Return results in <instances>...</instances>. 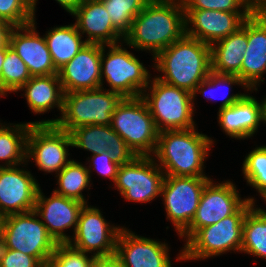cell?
I'll return each instance as SVG.
<instances>
[{
    "label": "cell",
    "mask_w": 266,
    "mask_h": 267,
    "mask_svg": "<svg viewBox=\"0 0 266 267\" xmlns=\"http://www.w3.org/2000/svg\"><path fill=\"white\" fill-rule=\"evenodd\" d=\"M186 34L182 0H151L133 19L125 45L152 52L153 58Z\"/></svg>",
    "instance_id": "cell-1"
},
{
    "label": "cell",
    "mask_w": 266,
    "mask_h": 267,
    "mask_svg": "<svg viewBox=\"0 0 266 267\" xmlns=\"http://www.w3.org/2000/svg\"><path fill=\"white\" fill-rule=\"evenodd\" d=\"M153 59L164 74L156 78L192 94L211 72V46L186 34Z\"/></svg>",
    "instance_id": "cell-2"
},
{
    "label": "cell",
    "mask_w": 266,
    "mask_h": 267,
    "mask_svg": "<svg viewBox=\"0 0 266 267\" xmlns=\"http://www.w3.org/2000/svg\"><path fill=\"white\" fill-rule=\"evenodd\" d=\"M214 140L196 131L165 130L159 132L153 155L165 176L207 177L204 161Z\"/></svg>",
    "instance_id": "cell-3"
},
{
    "label": "cell",
    "mask_w": 266,
    "mask_h": 267,
    "mask_svg": "<svg viewBox=\"0 0 266 267\" xmlns=\"http://www.w3.org/2000/svg\"><path fill=\"white\" fill-rule=\"evenodd\" d=\"M122 99L119 93L104 87L67 92L64 93L60 118L36 121L33 124H55L69 133L86 125H111L112 114Z\"/></svg>",
    "instance_id": "cell-4"
},
{
    "label": "cell",
    "mask_w": 266,
    "mask_h": 267,
    "mask_svg": "<svg viewBox=\"0 0 266 267\" xmlns=\"http://www.w3.org/2000/svg\"><path fill=\"white\" fill-rule=\"evenodd\" d=\"M252 202L247 200L233 215L200 228L184 245L176 260H198L241 250L243 221Z\"/></svg>",
    "instance_id": "cell-5"
},
{
    "label": "cell",
    "mask_w": 266,
    "mask_h": 267,
    "mask_svg": "<svg viewBox=\"0 0 266 267\" xmlns=\"http://www.w3.org/2000/svg\"><path fill=\"white\" fill-rule=\"evenodd\" d=\"M149 85L141 97L148 105L159 132L165 130H187L195 127L192 93L167 84L156 77L149 81ZM146 90L150 91V93Z\"/></svg>",
    "instance_id": "cell-6"
},
{
    "label": "cell",
    "mask_w": 266,
    "mask_h": 267,
    "mask_svg": "<svg viewBox=\"0 0 266 267\" xmlns=\"http://www.w3.org/2000/svg\"><path fill=\"white\" fill-rule=\"evenodd\" d=\"M37 217L32 210L1 218L0 245L34 256L46 267L58 243Z\"/></svg>",
    "instance_id": "cell-7"
},
{
    "label": "cell",
    "mask_w": 266,
    "mask_h": 267,
    "mask_svg": "<svg viewBox=\"0 0 266 267\" xmlns=\"http://www.w3.org/2000/svg\"><path fill=\"white\" fill-rule=\"evenodd\" d=\"M110 126L137 156L154 154L159 131L141 96L123 98L112 114Z\"/></svg>",
    "instance_id": "cell-8"
},
{
    "label": "cell",
    "mask_w": 266,
    "mask_h": 267,
    "mask_svg": "<svg viewBox=\"0 0 266 267\" xmlns=\"http://www.w3.org/2000/svg\"><path fill=\"white\" fill-rule=\"evenodd\" d=\"M122 46L107 45L106 55V45H102L101 87L105 77L110 86L106 90L119 93L123 98L140 97L149 85L151 74L134 54Z\"/></svg>",
    "instance_id": "cell-9"
},
{
    "label": "cell",
    "mask_w": 266,
    "mask_h": 267,
    "mask_svg": "<svg viewBox=\"0 0 266 267\" xmlns=\"http://www.w3.org/2000/svg\"><path fill=\"white\" fill-rule=\"evenodd\" d=\"M208 177L165 176L161 197L167 219L171 220L179 236L193 220Z\"/></svg>",
    "instance_id": "cell-10"
},
{
    "label": "cell",
    "mask_w": 266,
    "mask_h": 267,
    "mask_svg": "<svg viewBox=\"0 0 266 267\" xmlns=\"http://www.w3.org/2000/svg\"><path fill=\"white\" fill-rule=\"evenodd\" d=\"M72 147L69 132L55 124H31L27 136L26 159H33L39 170L58 174L71 160L67 159Z\"/></svg>",
    "instance_id": "cell-11"
},
{
    "label": "cell",
    "mask_w": 266,
    "mask_h": 267,
    "mask_svg": "<svg viewBox=\"0 0 266 267\" xmlns=\"http://www.w3.org/2000/svg\"><path fill=\"white\" fill-rule=\"evenodd\" d=\"M153 156H136L120 165L114 185L127 201L146 203L161 195L165 173Z\"/></svg>",
    "instance_id": "cell-12"
},
{
    "label": "cell",
    "mask_w": 266,
    "mask_h": 267,
    "mask_svg": "<svg viewBox=\"0 0 266 267\" xmlns=\"http://www.w3.org/2000/svg\"><path fill=\"white\" fill-rule=\"evenodd\" d=\"M247 199H241L231 181L214 184L210 180L204 187L199 205L190 226L180 235L186 242L200 229L233 215Z\"/></svg>",
    "instance_id": "cell-13"
},
{
    "label": "cell",
    "mask_w": 266,
    "mask_h": 267,
    "mask_svg": "<svg viewBox=\"0 0 266 267\" xmlns=\"http://www.w3.org/2000/svg\"><path fill=\"white\" fill-rule=\"evenodd\" d=\"M101 213L94 206L84 205L78 217L74 238L67 243L84 253L94 252L93 256L114 254L117 238L123 227L110 226Z\"/></svg>",
    "instance_id": "cell-14"
},
{
    "label": "cell",
    "mask_w": 266,
    "mask_h": 267,
    "mask_svg": "<svg viewBox=\"0 0 266 267\" xmlns=\"http://www.w3.org/2000/svg\"><path fill=\"white\" fill-rule=\"evenodd\" d=\"M39 186L30 171L0 167V219L34 210Z\"/></svg>",
    "instance_id": "cell-15"
},
{
    "label": "cell",
    "mask_w": 266,
    "mask_h": 267,
    "mask_svg": "<svg viewBox=\"0 0 266 267\" xmlns=\"http://www.w3.org/2000/svg\"><path fill=\"white\" fill-rule=\"evenodd\" d=\"M184 11L186 35L210 46L236 32L243 22L252 15V12H225L219 10Z\"/></svg>",
    "instance_id": "cell-16"
},
{
    "label": "cell",
    "mask_w": 266,
    "mask_h": 267,
    "mask_svg": "<svg viewBox=\"0 0 266 267\" xmlns=\"http://www.w3.org/2000/svg\"><path fill=\"white\" fill-rule=\"evenodd\" d=\"M40 188L36 195L34 211L57 243H67L72 237L67 236L64 231L74 227L75 232L80 211L85 204L54 191L51 197L47 198Z\"/></svg>",
    "instance_id": "cell-17"
},
{
    "label": "cell",
    "mask_w": 266,
    "mask_h": 267,
    "mask_svg": "<svg viewBox=\"0 0 266 267\" xmlns=\"http://www.w3.org/2000/svg\"><path fill=\"white\" fill-rule=\"evenodd\" d=\"M166 243L135 235L122 228L117 238L115 254L124 267H171Z\"/></svg>",
    "instance_id": "cell-18"
},
{
    "label": "cell",
    "mask_w": 266,
    "mask_h": 267,
    "mask_svg": "<svg viewBox=\"0 0 266 267\" xmlns=\"http://www.w3.org/2000/svg\"><path fill=\"white\" fill-rule=\"evenodd\" d=\"M102 45L87 43L75 57L58 70L64 93L101 87Z\"/></svg>",
    "instance_id": "cell-19"
},
{
    "label": "cell",
    "mask_w": 266,
    "mask_h": 267,
    "mask_svg": "<svg viewBox=\"0 0 266 267\" xmlns=\"http://www.w3.org/2000/svg\"><path fill=\"white\" fill-rule=\"evenodd\" d=\"M9 45L26 64L32 77L58 74L46 40L44 37H40L36 30L35 17L33 22L28 25L12 28Z\"/></svg>",
    "instance_id": "cell-20"
},
{
    "label": "cell",
    "mask_w": 266,
    "mask_h": 267,
    "mask_svg": "<svg viewBox=\"0 0 266 267\" xmlns=\"http://www.w3.org/2000/svg\"><path fill=\"white\" fill-rule=\"evenodd\" d=\"M72 147L82 148L93 154L107 152L114 162L126 164L137 155L110 125H86L70 132Z\"/></svg>",
    "instance_id": "cell-21"
},
{
    "label": "cell",
    "mask_w": 266,
    "mask_h": 267,
    "mask_svg": "<svg viewBox=\"0 0 266 267\" xmlns=\"http://www.w3.org/2000/svg\"><path fill=\"white\" fill-rule=\"evenodd\" d=\"M76 17L75 26L85 41L91 44L113 45L120 43L124 36L113 26L100 0H83L71 14ZM119 41V42H118Z\"/></svg>",
    "instance_id": "cell-22"
},
{
    "label": "cell",
    "mask_w": 266,
    "mask_h": 267,
    "mask_svg": "<svg viewBox=\"0 0 266 267\" xmlns=\"http://www.w3.org/2000/svg\"><path fill=\"white\" fill-rule=\"evenodd\" d=\"M247 41L241 71L237 76L249 90L256 91L259 82H264L262 78L266 73V18L253 14L247 18Z\"/></svg>",
    "instance_id": "cell-23"
},
{
    "label": "cell",
    "mask_w": 266,
    "mask_h": 267,
    "mask_svg": "<svg viewBox=\"0 0 266 267\" xmlns=\"http://www.w3.org/2000/svg\"><path fill=\"white\" fill-rule=\"evenodd\" d=\"M218 122L223 131L231 138L248 139L257 132L263 122V102L245 94L230 107L219 109Z\"/></svg>",
    "instance_id": "cell-24"
},
{
    "label": "cell",
    "mask_w": 266,
    "mask_h": 267,
    "mask_svg": "<svg viewBox=\"0 0 266 267\" xmlns=\"http://www.w3.org/2000/svg\"><path fill=\"white\" fill-rule=\"evenodd\" d=\"M247 44L246 19L236 32L211 45V71L217 74L237 75L241 71Z\"/></svg>",
    "instance_id": "cell-25"
},
{
    "label": "cell",
    "mask_w": 266,
    "mask_h": 267,
    "mask_svg": "<svg viewBox=\"0 0 266 267\" xmlns=\"http://www.w3.org/2000/svg\"><path fill=\"white\" fill-rule=\"evenodd\" d=\"M25 91L28 107L35 114H43L54 107L63 110L64 92L58 74L34 76L18 91Z\"/></svg>",
    "instance_id": "cell-26"
},
{
    "label": "cell",
    "mask_w": 266,
    "mask_h": 267,
    "mask_svg": "<svg viewBox=\"0 0 266 267\" xmlns=\"http://www.w3.org/2000/svg\"><path fill=\"white\" fill-rule=\"evenodd\" d=\"M82 37L75 24L54 27L44 35L57 71L70 62L87 44Z\"/></svg>",
    "instance_id": "cell-27"
},
{
    "label": "cell",
    "mask_w": 266,
    "mask_h": 267,
    "mask_svg": "<svg viewBox=\"0 0 266 267\" xmlns=\"http://www.w3.org/2000/svg\"><path fill=\"white\" fill-rule=\"evenodd\" d=\"M0 123V160L1 167H14L27 162V136L33 122L14 124Z\"/></svg>",
    "instance_id": "cell-28"
},
{
    "label": "cell",
    "mask_w": 266,
    "mask_h": 267,
    "mask_svg": "<svg viewBox=\"0 0 266 267\" xmlns=\"http://www.w3.org/2000/svg\"><path fill=\"white\" fill-rule=\"evenodd\" d=\"M246 199L252 202V207L244 217L240 252L266 259V217L254 209V197Z\"/></svg>",
    "instance_id": "cell-29"
},
{
    "label": "cell",
    "mask_w": 266,
    "mask_h": 267,
    "mask_svg": "<svg viewBox=\"0 0 266 267\" xmlns=\"http://www.w3.org/2000/svg\"><path fill=\"white\" fill-rule=\"evenodd\" d=\"M90 168V169H89ZM86 167L83 164L71 160L57 175L59 185L58 189H54V192L65 196L70 199L80 201L86 205L82 191L86 189L90 190L91 185V166Z\"/></svg>",
    "instance_id": "cell-30"
},
{
    "label": "cell",
    "mask_w": 266,
    "mask_h": 267,
    "mask_svg": "<svg viewBox=\"0 0 266 267\" xmlns=\"http://www.w3.org/2000/svg\"><path fill=\"white\" fill-rule=\"evenodd\" d=\"M31 77L26 64L16 51L10 45L5 47L0 78V97L6 96L9 92H17Z\"/></svg>",
    "instance_id": "cell-31"
},
{
    "label": "cell",
    "mask_w": 266,
    "mask_h": 267,
    "mask_svg": "<svg viewBox=\"0 0 266 267\" xmlns=\"http://www.w3.org/2000/svg\"><path fill=\"white\" fill-rule=\"evenodd\" d=\"M234 84L243 86L244 89H247L246 91H250L237 75L217 74L211 71L208 77L196 87L193 93V100L195 99L197 92H199L207 100L222 99L223 102L221 103L219 109L230 107L232 104H235L237 101H239L245 94L237 93V94H233L229 96V92H227L226 94L224 93L226 96L224 95L223 97L221 96L219 97L217 96L219 95V93L217 92L221 91L222 89L219 90V88H222V87L225 90H228V89L231 90L232 89L231 85H234ZM228 86L229 88L227 89ZM206 88L209 90H206Z\"/></svg>",
    "instance_id": "cell-32"
},
{
    "label": "cell",
    "mask_w": 266,
    "mask_h": 267,
    "mask_svg": "<svg viewBox=\"0 0 266 267\" xmlns=\"http://www.w3.org/2000/svg\"><path fill=\"white\" fill-rule=\"evenodd\" d=\"M111 19L113 26L125 36L133 19L151 0H100Z\"/></svg>",
    "instance_id": "cell-33"
},
{
    "label": "cell",
    "mask_w": 266,
    "mask_h": 267,
    "mask_svg": "<svg viewBox=\"0 0 266 267\" xmlns=\"http://www.w3.org/2000/svg\"><path fill=\"white\" fill-rule=\"evenodd\" d=\"M242 171L247 183L258 193L266 190V146L256 147L245 157Z\"/></svg>",
    "instance_id": "cell-34"
},
{
    "label": "cell",
    "mask_w": 266,
    "mask_h": 267,
    "mask_svg": "<svg viewBox=\"0 0 266 267\" xmlns=\"http://www.w3.org/2000/svg\"><path fill=\"white\" fill-rule=\"evenodd\" d=\"M34 13L31 0H0V20L13 27L25 26L33 22Z\"/></svg>",
    "instance_id": "cell-35"
},
{
    "label": "cell",
    "mask_w": 266,
    "mask_h": 267,
    "mask_svg": "<svg viewBox=\"0 0 266 267\" xmlns=\"http://www.w3.org/2000/svg\"><path fill=\"white\" fill-rule=\"evenodd\" d=\"M93 257L68 243H58L46 267H90Z\"/></svg>",
    "instance_id": "cell-36"
},
{
    "label": "cell",
    "mask_w": 266,
    "mask_h": 267,
    "mask_svg": "<svg viewBox=\"0 0 266 267\" xmlns=\"http://www.w3.org/2000/svg\"><path fill=\"white\" fill-rule=\"evenodd\" d=\"M182 3L184 6V10L252 12V6L247 0H182Z\"/></svg>",
    "instance_id": "cell-37"
},
{
    "label": "cell",
    "mask_w": 266,
    "mask_h": 267,
    "mask_svg": "<svg viewBox=\"0 0 266 267\" xmlns=\"http://www.w3.org/2000/svg\"><path fill=\"white\" fill-rule=\"evenodd\" d=\"M0 267H45L34 256L0 245Z\"/></svg>",
    "instance_id": "cell-38"
},
{
    "label": "cell",
    "mask_w": 266,
    "mask_h": 267,
    "mask_svg": "<svg viewBox=\"0 0 266 267\" xmlns=\"http://www.w3.org/2000/svg\"><path fill=\"white\" fill-rule=\"evenodd\" d=\"M90 161H92V168L100 175L108 177L113 183L115 182L120 164L114 162L106 151L92 155Z\"/></svg>",
    "instance_id": "cell-39"
},
{
    "label": "cell",
    "mask_w": 266,
    "mask_h": 267,
    "mask_svg": "<svg viewBox=\"0 0 266 267\" xmlns=\"http://www.w3.org/2000/svg\"><path fill=\"white\" fill-rule=\"evenodd\" d=\"M90 267H124V265L114 253L107 256H94Z\"/></svg>",
    "instance_id": "cell-40"
},
{
    "label": "cell",
    "mask_w": 266,
    "mask_h": 267,
    "mask_svg": "<svg viewBox=\"0 0 266 267\" xmlns=\"http://www.w3.org/2000/svg\"><path fill=\"white\" fill-rule=\"evenodd\" d=\"M38 0H31V7L35 16V8ZM57 1L68 13L72 14L75 9L83 0H55Z\"/></svg>",
    "instance_id": "cell-41"
},
{
    "label": "cell",
    "mask_w": 266,
    "mask_h": 267,
    "mask_svg": "<svg viewBox=\"0 0 266 267\" xmlns=\"http://www.w3.org/2000/svg\"><path fill=\"white\" fill-rule=\"evenodd\" d=\"M12 28L13 26L11 24L0 20V48L9 45V35Z\"/></svg>",
    "instance_id": "cell-42"
},
{
    "label": "cell",
    "mask_w": 266,
    "mask_h": 267,
    "mask_svg": "<svg viewBox=\"0 0 266 267\" xmlns=\"http://www.w3.org/2000/svg\"><path fill=\"white\" fill-rule=\"evenodd\" d=\"M252 14L257 17L266 18V0H258L252 6Z\"/></svg>",
    "instance_id": "cell-43"
},
{
    "label": "cell",
    "mask_w": 266,
    "mask_h": 267,
    "mask_svg": "<svg viewBox=\"0 0 266 267\" xmlns=\"http://www.w3.org/2000/svg\"><path fill=\"white\" fill-rule=\"evenodd\" d=\"M261 197H263V200L266 201V190L260 192ZM259 214H261L262 216L266 217V211L264 209L261 208H254Z\"/></svg>",
    "instance_id": "cell-44"
},
{
    "label": "cell",
    "mask_w": 266,
    "mask_h": 267,
    "mask_svg": "<svg viewBox=\"0 0 266 267\" xmlns=\"http://www.w3.org/2000/svg\"><path fill=\"white\" fill-rule=\"evenodd\" d=\"M4 57H5V47L0 48V78H1L2 66L4 63Z\"/></svg>",
    "instance_id": "cell-45"
},
{
    "label": "cell",
    "mask_w": 266,
    "mask_h": 267,
    "mask_svg": "<svg viewBox=\"0 0 266 267\" xmlns=\"http://www.w3.org/2000/svg\"><path fill=\"white\" fill-rule=\"evenodd\" d=\"M262 102H263V115H264L263 123L266 124V97Z\"/></svg>",
    "instance_id": "cell-46"
},
{
    "label": "cell",
    "mask_w": 266,
    "mask_h": 267,
    "mask_svg": "<svg viewBox=\"0 0 266 267\" xmlns=\"http://www.w3.org/2000/svg\"><path fill=\"white\" fill-rule=\"evenodd\" d=\"M251 6H253L258 0H247Z\"/></svg>",
    "instance_id": "cell-47"
}]
</instances>
